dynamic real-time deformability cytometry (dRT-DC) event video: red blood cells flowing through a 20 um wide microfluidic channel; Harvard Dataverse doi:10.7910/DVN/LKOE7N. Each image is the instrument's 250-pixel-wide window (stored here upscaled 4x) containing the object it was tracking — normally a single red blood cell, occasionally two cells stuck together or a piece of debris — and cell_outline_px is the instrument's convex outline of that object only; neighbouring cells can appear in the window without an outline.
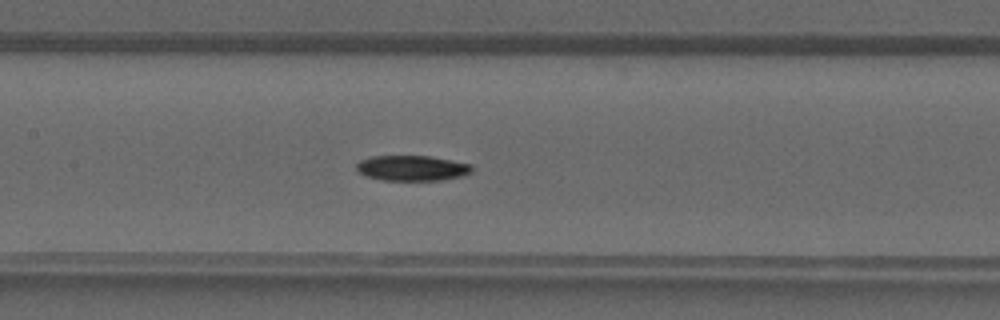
{"species": "common noctule bat (a hibernating species)", "species_latin": "Nyctalus noctula", "temperature_condition": "warm", "stored_images_in_passage": 42, "camera_frame_rate_fps": 3000, "um_per_image_px": 0.085, "animal": {"sex": "male", "forearm_length_mm": 52.5}, "frame": {"image": 1, "passage_image": 21, "time_ms": 6.667, "image_size_px": [1000, 320], "cell_outline_px": [[472, 172], [464, 176], [444, 180], [380, 180], [368, 176], [360, 172], [356, 168], [356, 164], [360, 160], [372, 156], [428, 156], [472, 164]], "centroid_in_image_um": [35.05, 14.29], "position_along_channel_um": 172.3, "area_um2": 17.05}}
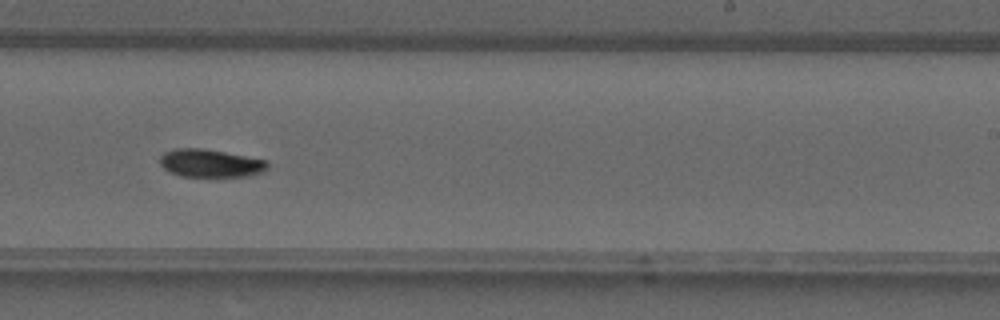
{"frame": {"image": 2, "passage_image": 27, "time_ms": 8.667, "image_size_px": [1000, 320], "cell_outline_px": [[268, 168], [264, 172], [248, 176], [180, 176], [164, 168], [160, 164], [160, 156], [164, 152], [176, 148], [200, 148], [224, 152], [268, 160]], "centroid_in_image_um": [17.91, 13.87], "position_along_channel_um": 271.1, "area_um2": 17.46}}
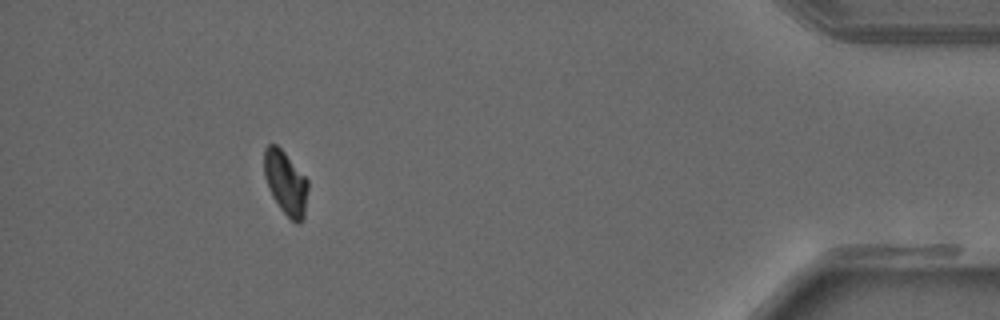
{"frame": {"image": 3, "passage_image": 39, "time_ms": 12.667, "image_size_px": [1000, 320], "cell_outline_px": [[308, 188], [304, 220], [300, 224], [296, 224], [280, 208], [272, 196], [264, 176], [264, 148], [268, 144], [276, 144], [284, 152], [308, 180]], "centroid_in_image_um": [24.29, 15.56], "position_along_channel_um": 410.9, "area_um2": 16.3}}